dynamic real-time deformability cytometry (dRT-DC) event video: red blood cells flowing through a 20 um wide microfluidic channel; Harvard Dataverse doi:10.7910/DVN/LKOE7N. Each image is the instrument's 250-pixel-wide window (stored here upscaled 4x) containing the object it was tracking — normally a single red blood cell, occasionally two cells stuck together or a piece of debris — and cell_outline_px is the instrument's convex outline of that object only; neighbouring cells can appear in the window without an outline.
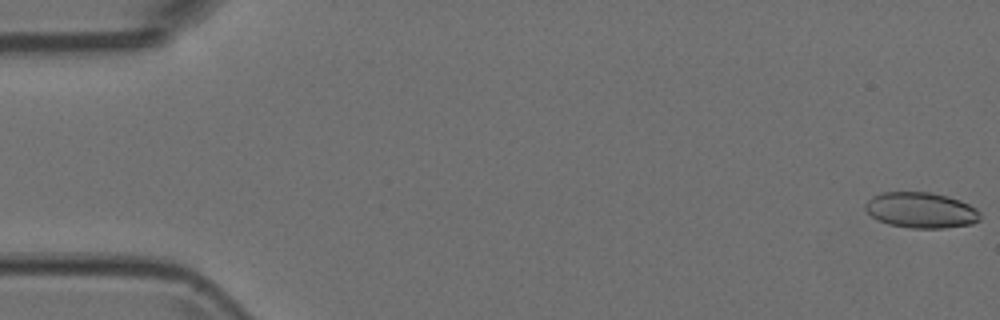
{"species": "Egyptian fruit bat (a non-hibernating species)", "species_latin": "Rousettus aegyptiacus", "temperature_condition": "room temperature", "stored_images_in_passage": 17, "camera_frame_rate_fps": 3000, "um_per_image_px": 0.085, "animal": {"sex": "female"}, "frame": {"image": 1, "passage_image": 1, "time_ms": 0.0, "image_size_px": [1000, 320], "cell_outline_px": [[980, 220], [972, 224], [944, 228], [912, 228], [888, 224], [872, 216], [864, 208], [864, 204], [872, 196], [880, 192], [928, 192], [948, 196], [960, 200], [976, 208], [980, 212]], "centroid_in_image_um": [78.29, 17.86], "position_along_channel_um": 6.7, "area_um2": 23.93}}